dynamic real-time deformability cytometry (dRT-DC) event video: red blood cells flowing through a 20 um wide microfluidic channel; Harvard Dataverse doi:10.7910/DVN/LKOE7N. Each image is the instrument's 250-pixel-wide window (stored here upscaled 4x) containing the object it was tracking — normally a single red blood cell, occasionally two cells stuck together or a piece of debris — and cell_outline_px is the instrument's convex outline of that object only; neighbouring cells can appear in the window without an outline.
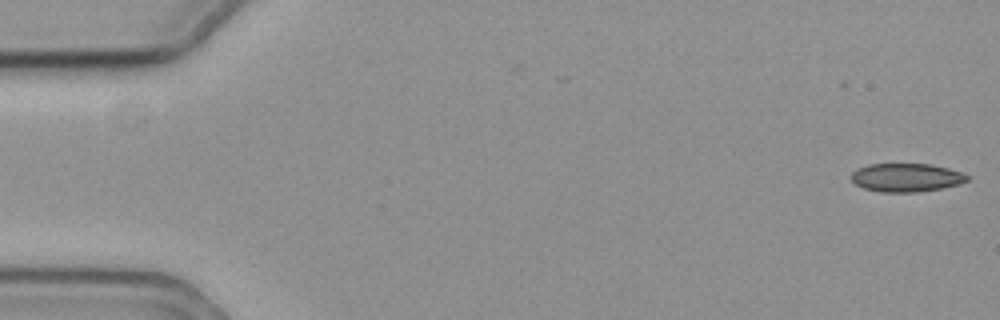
{"species": "common noctule bat (a hibernating species)", "species_latin": "Nyctalus noctula", "temperature_condition": "cold", "stored_images_in_passage": 5, "camera_frame_rate_fps": 3000, "um_per_image_px": 0.085, "animal": {"sex": "female", "body_mass_g": 19.3, "forearm_length_mm": 54.1}, "frame": {"image": 1, "passage_image": 1, "time_ms": 0.0, "image_size_px": [1000, 320], "cell_outline_px": [[968, 180], [956, 184], [940, 188], [916, 192], [880, 192], [864, 188], [856, 184], [852, 180], [852, 172], [856, 168], [868, 164], [932, 164], [948, 168], [960, 172], [968, 176]], "centroid_in_image_um": [76.99, 15.08], "position_along_channel_um": 8.0, "area_um2": 19.02}}